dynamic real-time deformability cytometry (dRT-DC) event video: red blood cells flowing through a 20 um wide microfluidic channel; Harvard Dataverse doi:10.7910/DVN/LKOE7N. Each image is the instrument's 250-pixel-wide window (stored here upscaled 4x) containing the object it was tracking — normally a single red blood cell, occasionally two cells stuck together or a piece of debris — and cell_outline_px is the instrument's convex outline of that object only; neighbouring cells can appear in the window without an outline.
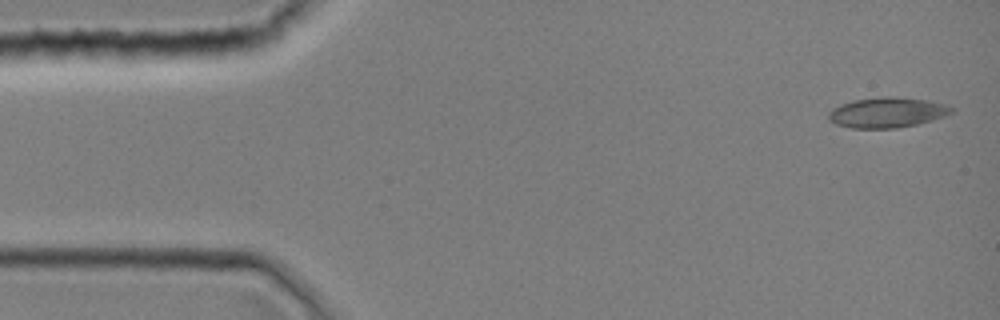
{"species": "common noctule bat (a hibernating species)", "species_latin": "Nyctalus noctula", "temperature_condition": "room temperature", "stored_images_in_passage": 1, "camera_frame_rate_fps": 3000, "um_per_image_px": 0.085, "animal": {"sex": "female", "body_mass_g": 19.0, "forearm_length_mm": 51.5}, "frame": {"image": 1, "passage_image": 1, "time_ms": 0.0, "image_size_px": [1000, 320], "cell_outline_px": [[956, 108], [952, 112], [944, 116], [932, 120], [916, 124], [896, 128], [852, 128], [836, 124], [828, 120], [828, 112], [832, 108], [840, 104], [852, 100], [880, 96], [896, 96], [924, 100], [944, 104]], "centroid_in_image_um": [75.37, 9.55], "position_along_channel_um": 9.6, "area_um2": 21.79}}